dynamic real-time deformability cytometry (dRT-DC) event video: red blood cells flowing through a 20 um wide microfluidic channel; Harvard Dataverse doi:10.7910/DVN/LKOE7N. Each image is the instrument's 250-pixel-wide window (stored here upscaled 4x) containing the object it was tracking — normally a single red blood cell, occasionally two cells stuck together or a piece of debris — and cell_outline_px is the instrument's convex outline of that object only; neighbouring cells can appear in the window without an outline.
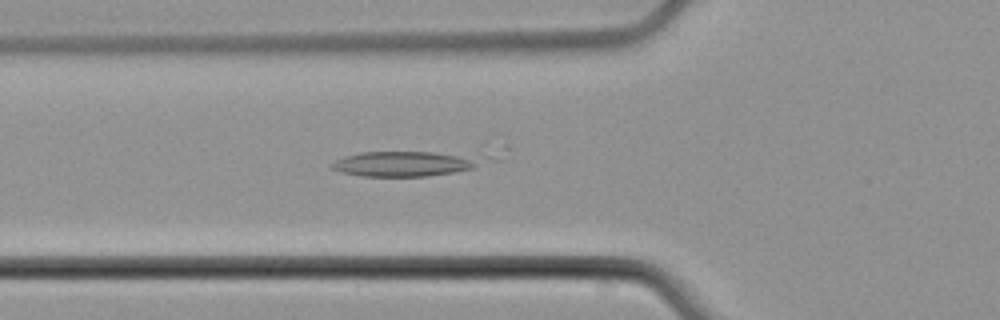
{"species": "common noctule bat (a hibernating species)", "species_latin": "Nyctalus noctula", "temperature_condition": "cold", "stored_images_in_passage": 41, "camera_frame_rate_fps": 3000, "um_per_image_px": 0.085, "animal": {"sex": "male", "body_mass_g": 21.5, "forearm_length_mm": 52.0}, "frame": {"image": 1, "passage_image": 10, "time_ms": 3.0, "image_size_px": [1000, 320], "cell_outline_px": [[508, 148], [504, 160], [456, 172], [428, 176], [364, 176], [340, 172], [332, 168], [328, 164], [344, 156], [360, 152], [484, 144], [508, 144]], "centroid_in_image_um": [35.73, 13.65], "position_along_channel_um": 90.1, "area_um2": 29.54}}
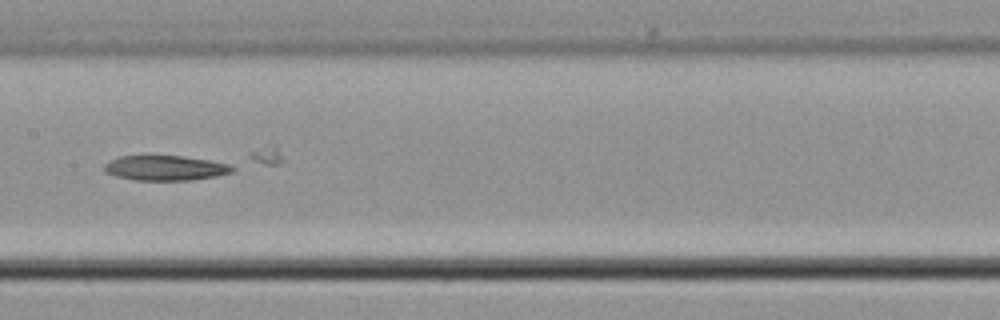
{"frame": {"image": 2, "passage_image": 18, "time_ms": 5.667, "image_size_px": [1000, 320], "cell_outline_px": [[236, 168], [232, 172], [216, 176], [192, 180], [132, 180], [116, 176], [104, 172], [104, 164], [120, 156], [184, 156], [208, 160], [228, 164]], "centroid_in_image_um": [14.05, 14.28], "position_along_channel_um": 193.4, "area_um2": 18.55}}
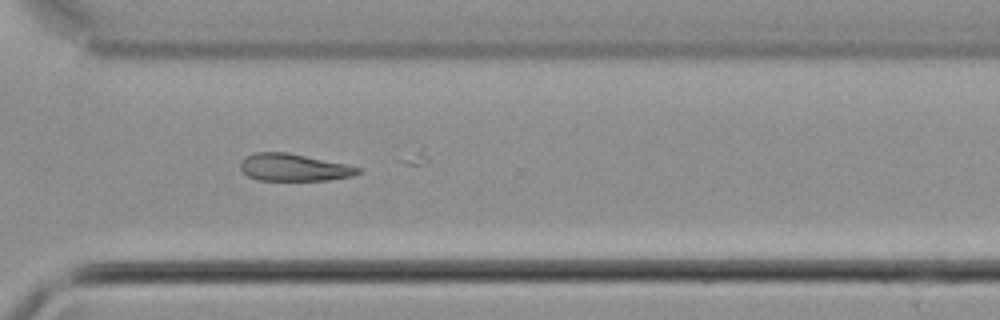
{"frame": {"image": 3, "passage_image": 30, "time_ms": 9.667, "image_size_px": [1000, 320], "cell_outline_px": [[360, 172], [352, 176], [328, 180], [256, 180], [248, 176], [240, 168], [240, 164], [252, 152], [288, 152], [344, 164], [360, 168]], "centroid_in_image_um": [24.95, 14.23], "position_along_channel_um": 345.7, "area_um2": 18.44}}